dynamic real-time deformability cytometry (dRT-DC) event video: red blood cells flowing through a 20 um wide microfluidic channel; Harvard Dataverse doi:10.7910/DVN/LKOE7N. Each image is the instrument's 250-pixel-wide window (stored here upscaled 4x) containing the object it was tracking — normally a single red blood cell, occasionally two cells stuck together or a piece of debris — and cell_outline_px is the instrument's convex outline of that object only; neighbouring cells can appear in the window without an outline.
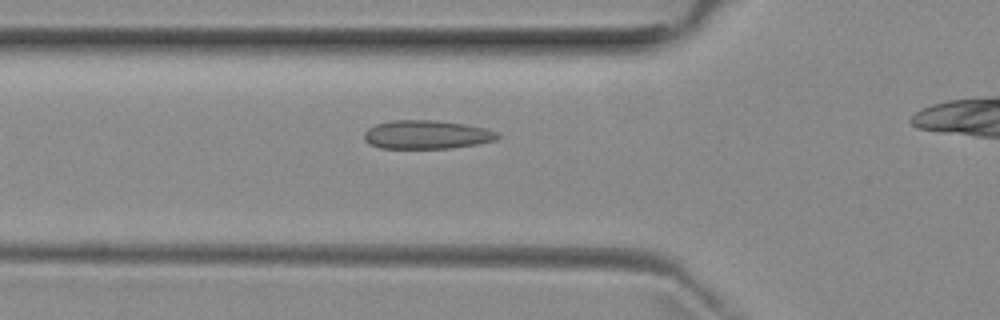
{"species": "common noctule bat (a hibernating species)", "species_latin": "Nyctalus noctula", "temperature_condition": "room temperature", "stored_images_in_passage": 6, "camera_frame_rate_fps": 3000, "um_per_image_px": 0.085, "animal": {"sex": "female", "body_mass_g": 29.2, "forearm_length_mm": 56.3}, "frame": {"image": 1, "passage_image": 5, "time_ms": 5.667, "image_size_px": [1000, 320], "cell_outline_px": [[500, 136], [496, 140], [476, 144], [452, 148], [380, 148], [368, 144], [364, 140], [364, 132], [368, 128], [376, 124], [392, 120], [436, 120], [464, 124], [484, 128], [496, 132]], "centroid_in_image_um": [36.22, 11.44], "position_along_channel_um": 89.6, "area_um2": 22.25}}